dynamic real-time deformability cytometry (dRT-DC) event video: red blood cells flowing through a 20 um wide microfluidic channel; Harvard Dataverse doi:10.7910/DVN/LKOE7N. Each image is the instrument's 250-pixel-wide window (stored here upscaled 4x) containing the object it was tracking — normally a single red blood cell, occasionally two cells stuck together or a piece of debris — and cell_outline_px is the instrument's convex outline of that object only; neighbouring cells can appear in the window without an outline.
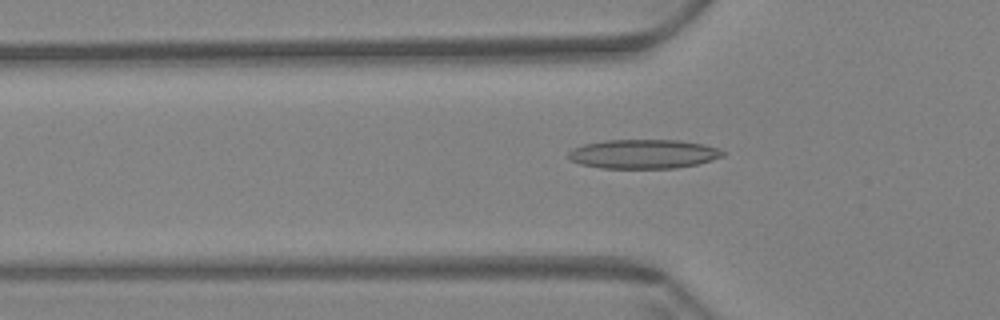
{"species": "Egyptian fruit bat (a non-hibernating species)", "species_latin": "Rousettus aegyptiacus", "temperature_condition": "warm", "stored_images_in_passage": 42, "camera_frame_rate_fps": 3000, "um_per_image_px": 0.085, "animal": {"sex": "female"}, "frame": {"image": 1, "passage_image": 8, "time_ms": 2.333, "image_size_px": [1000, 320], "cell_outline_px": [[728, 152], [724, 156], [712, 160], [696, 164], [676, 168], [600, 168], [580, 164], [572, 160], [568, 156], [568, 152], [572, 148], [584, 144], [604, 140], [680, 140], [704, 144]], "centroid_in_image_um": [54.7, 13.08], "position_along_channel_um": 71.1, "area_um2": 26.36}}
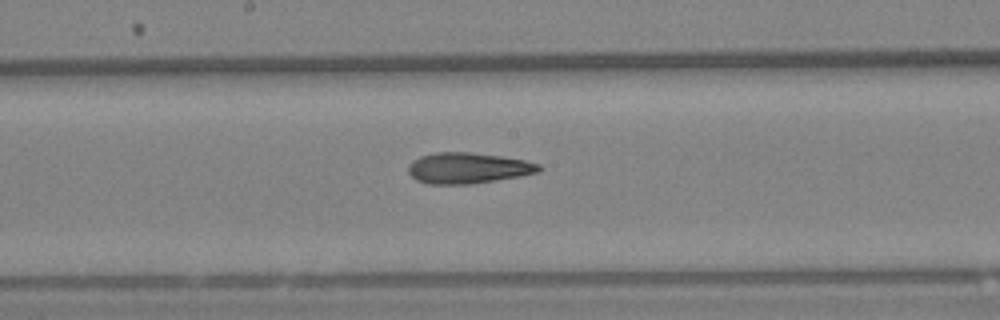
{"frame": {"image": 2, "passage_image": 20, "time_ms": 6.333, "image_size_px": [1000, 320], "cell_outline_px": [[540, 168], [536, 172], [516, 176], [468, 184], [428, 184], [416, 180], [408, 172], [408, 164], [412, 160], [420, 156], [436, 152], [468, 152], [500, 156], [524, 160], [540, 164]], "centroid_in_image_um": [39.68, 14.27], "position_along_channel_um": 208.5, "area_um2": 23.12}}
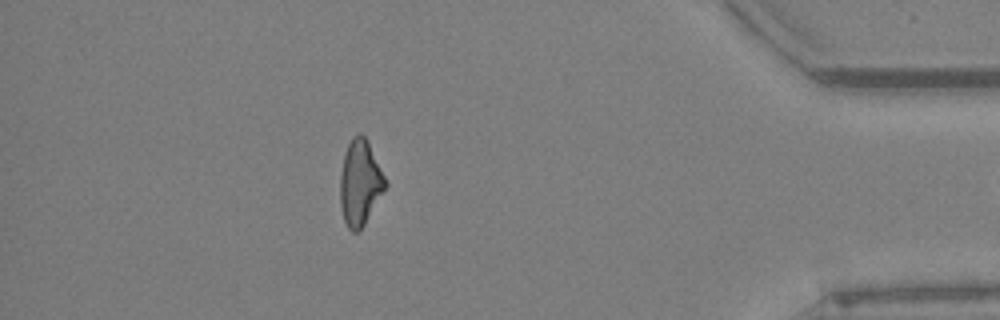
{"frame": {"image": 3, "passage_image": 41, "time_ms": 13.333, "image_size_px": [1000, 320], "cell_outline_px": [[388, 184], [364, 224], [356, 232], [352, 232], [348, 228], [344, 220], [340, 204], [340, 176], [344, 152], [352, 136], [360, 132], [364, 136]], "centroid_in_image_um": [30.57, 15.53], "position_along_channel_um": 404.6, "area_um2": 22.08}}